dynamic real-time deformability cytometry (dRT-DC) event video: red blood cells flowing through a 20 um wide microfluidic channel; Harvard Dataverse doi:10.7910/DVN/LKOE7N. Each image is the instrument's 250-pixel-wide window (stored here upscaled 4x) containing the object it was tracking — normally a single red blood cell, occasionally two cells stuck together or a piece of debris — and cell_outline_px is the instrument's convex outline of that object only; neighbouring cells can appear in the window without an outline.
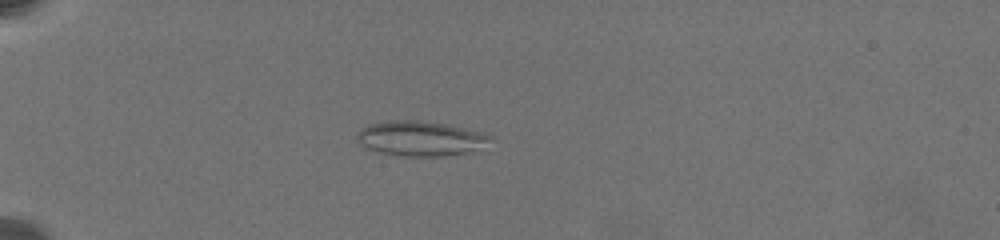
{"species": "common noctule bat (a hibernating species)", "species_latin": "Nyctalus noctula", "temperature_condition": "warm", "stored_images_in_passage": 7, "camera_frame_rate_fps": 3000, "um_per_image_px": 0.085, "animal": {"sex": "female", "body_mass_g": 19.5, "forearm_length_mm": 54.1}, "frame": {"image": 1, "passage_image": 1, "time_ms": 0.0, "image_size_px": [1000, 240], "cell_outline_px": [[492, 136], [488, 140], [472, 152], [444, 156], [396, 156], [376, 152], [364, 148], [360, 144], [356, 136], [360, 128], [368, 124], [392, 120], [416, 120], [444, 124], [464, 128]], "centroid_in_image_um": [35.62, 11.78], "position_along_channel_um": 49.4, "area_um2": 26.99}}